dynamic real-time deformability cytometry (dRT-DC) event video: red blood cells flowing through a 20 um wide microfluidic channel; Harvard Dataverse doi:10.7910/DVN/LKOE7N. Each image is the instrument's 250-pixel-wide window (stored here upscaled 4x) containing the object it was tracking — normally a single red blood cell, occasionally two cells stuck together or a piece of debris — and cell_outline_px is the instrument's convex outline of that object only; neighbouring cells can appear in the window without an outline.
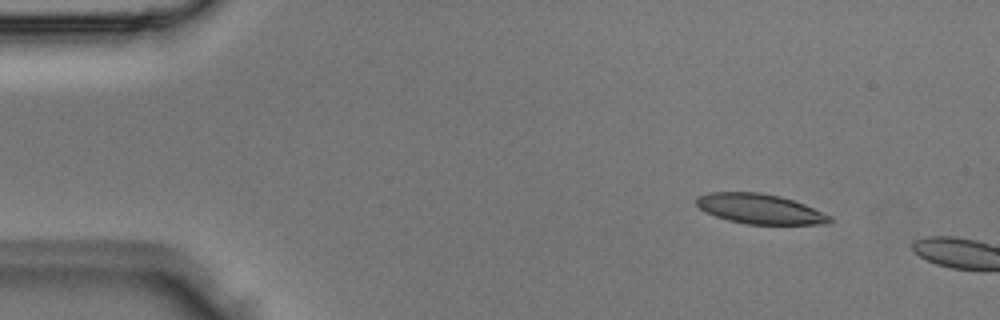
{"species": "Egyptian fruit bat (a non-hibernating species)", "species_latin": "Rousettus aegyptiacus", "temperature_condition": "room temperature", "stored_images_in_passage": 3, "camera_frame_rate_fps": 3000, "um_per_image_px": 0.085, "animal": {"sex": "male"}, "frame": {"image": 1, "passage_image": 2, "time_ms": 0.333, "image_size_px": [1000, 320], "cell_outline_px": [[832, 220], [828, 224], [748, 224], [728, 220], [716, 216], [700, 208], [696, 204], [696, 196], [708, 192], [760, 192], [780, 196], [804, 204], [832, 216]], "centroid_in_image_um": [64.59, 17.75], "position_along_channel_um": 20.4, "area_um2": 23.18}}